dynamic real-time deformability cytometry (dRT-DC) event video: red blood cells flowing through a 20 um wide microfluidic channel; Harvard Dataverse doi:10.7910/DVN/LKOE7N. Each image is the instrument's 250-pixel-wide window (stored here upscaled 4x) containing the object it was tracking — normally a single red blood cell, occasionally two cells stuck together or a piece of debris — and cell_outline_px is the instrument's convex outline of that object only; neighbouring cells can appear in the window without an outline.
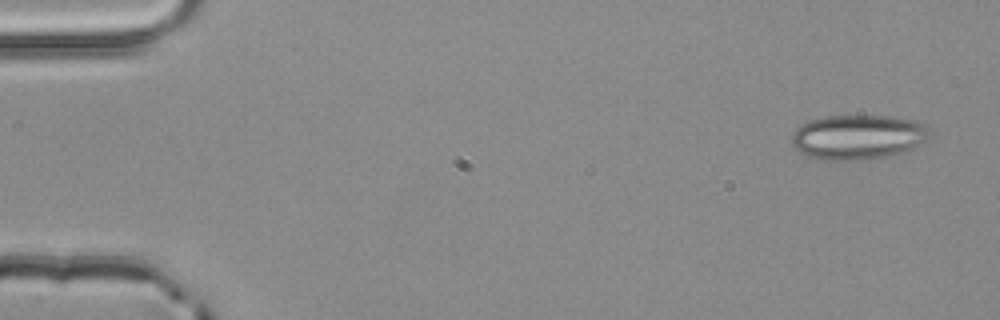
{"species": "common noctule bat (a hibernating species)", "species_latin": "Nyctalus noctula", "temperature_condition": "room temperature", "stored_images_in_passage": 4, "camera_frame_rate_fps": 3000, "um_per_image_px": 0.085, "animal": {"sex": "male", "body_mass_g": 20.4}, "frame": {"image": 1, "passage_image": 1, "time_ms": 0.0, "image_size_px": [1000, 320], "cell_outline_px": [[928, 136], [924, 140], [912, 148], [904, 152], [892, 156], [868, 160], [824, 160], [808, 156], [796, 148], [788, 140], [792, 132], [800, 124], [808, 120], [824, 116], [888, 116], [916, 120], [924, 124], [928, 128]], "centroid_in_image_um": [72.87, 11.65], "position_along_channel_um": 12.1, "area_um2": 36.3}}
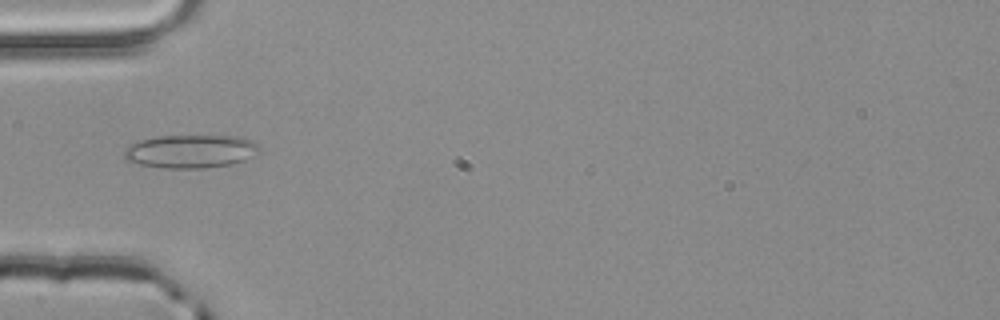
{"frame": {"image": 2, "passage_image": 4, "time_ms": 1.0, "image_size_px": [1000, 320], "cell_outline_px": [[260, 152], [244, 160], [232, 164], [204, 168], [164, 168], [128, 164], [124, 160], [124, 148], [140, 140], [160, 136], [240, 136], [252, 140], [260, 144]], "centroid_in_image_um": [16.18, 12.88], "position_along_channel_um": 68.8, "area_um2": 26.7}}